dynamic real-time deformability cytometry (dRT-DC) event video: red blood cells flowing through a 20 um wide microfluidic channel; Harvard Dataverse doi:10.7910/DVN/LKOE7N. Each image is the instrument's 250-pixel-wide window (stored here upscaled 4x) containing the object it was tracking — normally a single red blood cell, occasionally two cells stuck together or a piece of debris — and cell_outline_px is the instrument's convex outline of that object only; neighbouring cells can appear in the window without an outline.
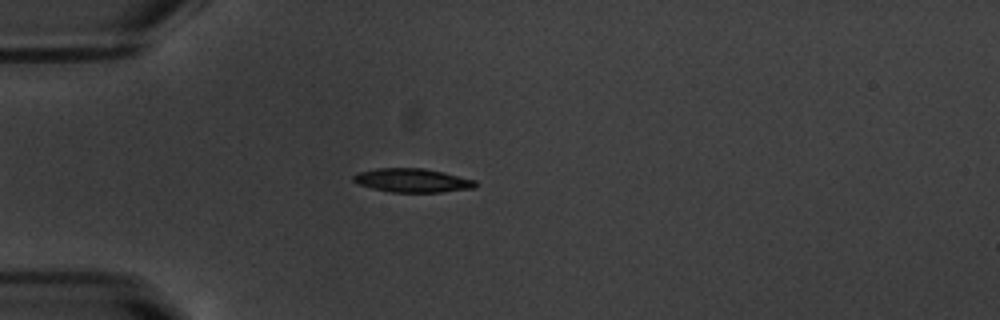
{"species": "common noctule bat (a hibernating species)", "species_latin": "Nyctalus noctula", "temperature_condition": "warm", "stored_images_in_passage": 54, "camera_frame_rate_fps": 3000, "um_per_image_px": 0.085, "animal": {"sex": "male", "body_mass_g": 20.1, "forearm_length_mm": 53.5}, "frame": {"image": 1, "passage_image": 15, "time_ms": 4.667, "image_size_px": [1000, 320], "cell_outline_px": [[476, 188], [440, 192], [392, 192], [372, 188], [356, 184], [352, 180], [352, 176], [356, 172], [376, 168], [424, 168], [444, 172], [476, 180]], "centroid_in_image_um": [35.02, 15.33], "position_along_channel_um": 50.0, "area_um2": 17.11}}
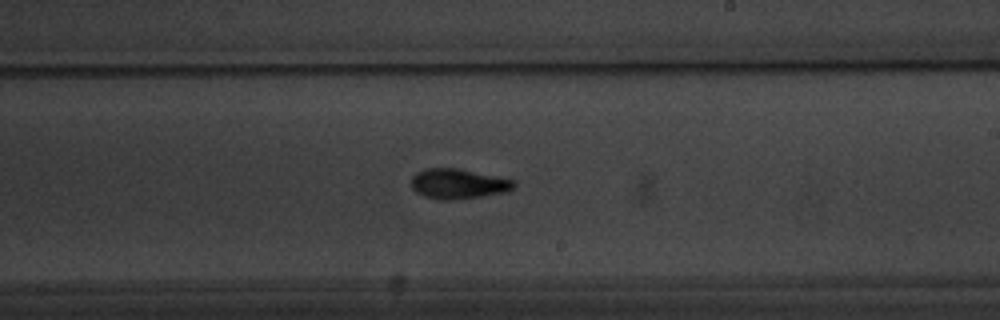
{"frame": {"image": 2, "passage_image": 32, "time_ms": 10.333, "image_size_px": [1000, 320], "cell_outline_px": [[516, 184], [508, 192], [452, 200], [440, 200], [424, 196], [416, 192], [412, 188], [412, 176], [416, 172], [424, 168], [460, 168], [516, 180]], "centroid_in_image_um": [38.95, 15.61], "position_along_channel_um": 250.0, "area_um2": 18.15}}
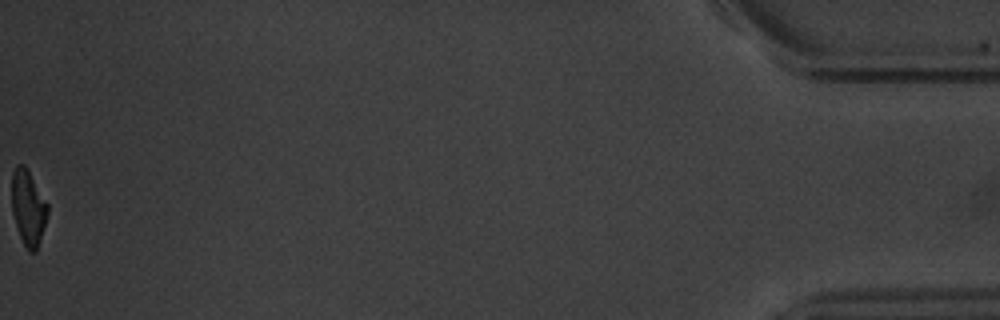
{"frame": {"image": 3, "passage_image": 54, "time_ms": 17.667, "image_size_px": [1000, 320], "cell_outline_px": [[48, 212], [36, 252], [28, 252], [20, 236], [12, 212], [12, 172], [16, 164], [24, 164], [48, 204]], "centroid_in_image_um": [2.39, 17.64], "position_along_channel_um": 432.8, "area_um2": 15.49}, "authors_computed_cell_mechanics": {"area_um2": 16.9643, "velocity_mm_per_s": 3.7853, "shape_relaxation_time_tau1_ms": 2.9577, "shape_relaxation_time_tau2_ms": 3.1412, "deformation_change_tau1": 0.1574, "deformation_change_tau2": 0.0966}}